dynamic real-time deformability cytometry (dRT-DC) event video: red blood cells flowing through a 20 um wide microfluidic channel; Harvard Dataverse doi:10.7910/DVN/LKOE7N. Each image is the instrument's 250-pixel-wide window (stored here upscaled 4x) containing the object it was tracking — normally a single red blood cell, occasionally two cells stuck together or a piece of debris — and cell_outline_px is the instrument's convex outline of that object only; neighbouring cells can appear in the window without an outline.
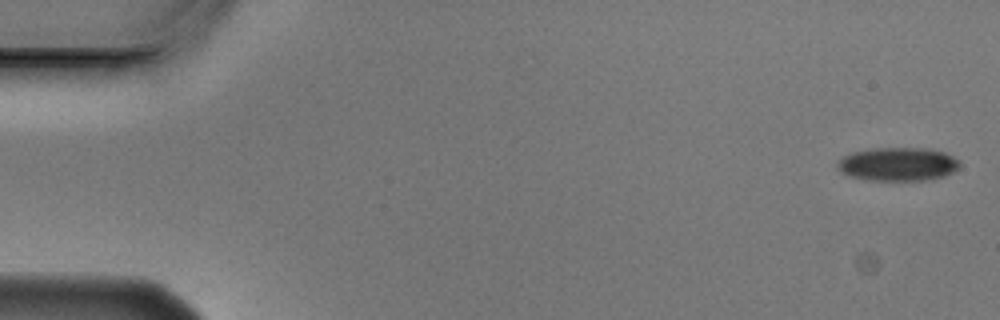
{"species": "Egyptian fruit bat (a non-hibernating species)", "species_latin": "Rousettus aegyptiacus", "temperature_condition": "cold", "stored_images_in_passage": 6, "camera_frame_rate_fps": 3000, "um_per_image_px": 0.085, "animal": {"sex": "male"}, "frame": {"image": 1, "passage_image": 1, "time_ms": 0.0, "image_size_px": [1000, 320], "cell_outline_px": [[960, 164], [952, 172], [944, 176], [924, 180], [868, 180], [848, 176], [840, 172], [836, 168], [836, 160], [852, 152], [872, 148], [928, 148], [944, 152], [960, 160]], "centroid_in_image_um": [76.26, 13.95], "position_along_channel_um": 8.7, "area_um2": 24.04}}